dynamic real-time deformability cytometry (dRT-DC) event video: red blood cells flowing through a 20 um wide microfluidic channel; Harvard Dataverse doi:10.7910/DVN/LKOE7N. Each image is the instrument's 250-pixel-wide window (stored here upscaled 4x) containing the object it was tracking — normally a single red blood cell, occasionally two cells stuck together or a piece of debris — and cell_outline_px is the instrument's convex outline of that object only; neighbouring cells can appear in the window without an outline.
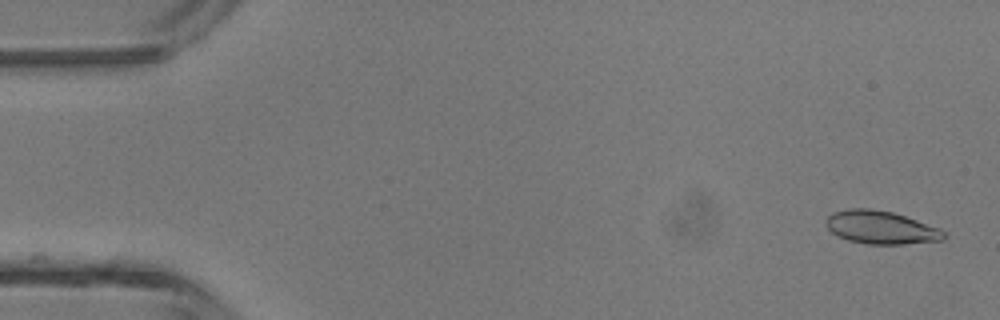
{"species": "common noctule bat (a hibernating species)", "species_latin": "Nyctalus noctula", "temperature_condition": "room temperature", "stored_images_in_passage": 45, "camera_frame_rate_fps": 3000, "um_per_image_px": 0.085, "animal": {"sex": "male", "body_mass_g": 13.3}, "frame": {"image": 1, "passage_image": 1, "time_ms": 0.0, "image_size_px": [1000, 320], "cell_outline_px": [[944, 240], [904, 244], [868, 244], [848, 240], [836, 236], [828, 228], [828, 216], [832, 212], [848, 208], [868, 208], [892, 212], [940, 228], [944, 232]], "centroid_in_image_um": [74.87, 19.33], "position_along_channel_um": 10.1, "area_um2": 22.54}}
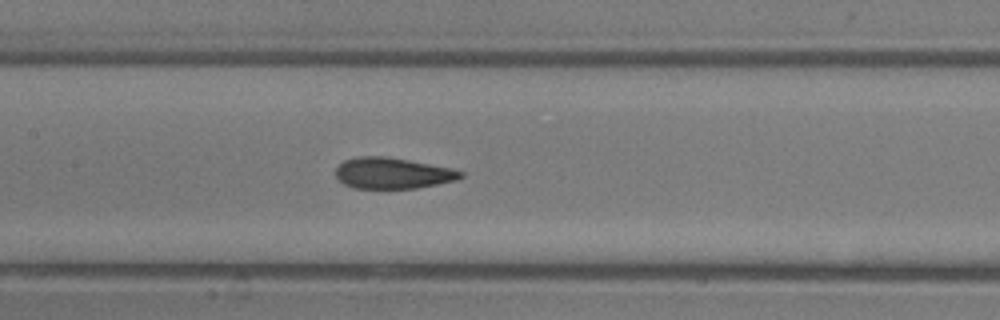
{"frame": {"image": 2, "passage_image": 21, "time_ms": 6.667, "image_size_px": [1000, 320], "cell_outline_px": [[464, 176], [456, 180], [416, 188], [352, 188], [344, 184], [336, 176], [336, 168], [344, 160], [356, 156], [388, 156], [452, 168], [464, 172]], "centroid_in_image_um": [33.37, 14.71], "position_along_channel_um": 174.0, "area_um2": 22.66}}
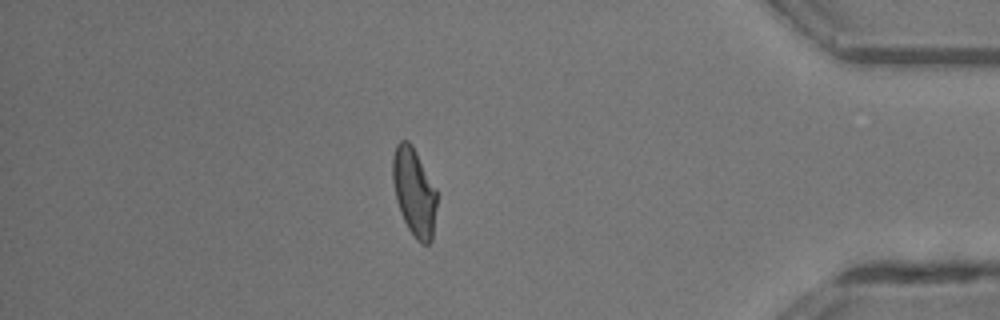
{"frame": {"image": 3, "passage_image": 39, "time_ms": 12.667, "image_size_px": [1000, 320], "cell_outline_px": [[436, 204], [432, 240], [428, 244], [420, 244], [416, 240], [408, 228], [400, 212], [396, 200], [392, 180], [392, 156], [396, 144], [400, 140], [408, 140], [412, 144], [436, 188]], "centroid_in_image_um": [35.18, 16.3], "position_along_channel_um": 400.0, "area_um2": 22.77}, "authors_computed_cell_mechanics": {"area_um2": 22.831, "velocity_mm_per_s": 4.4475, "shape_relaxation_time_tau1_ms": 4.8347, "shape_relaxation_time_tau2_ms": null, "deformation_change_tau1": 0.1884, "deformation_change_tau2": null}}